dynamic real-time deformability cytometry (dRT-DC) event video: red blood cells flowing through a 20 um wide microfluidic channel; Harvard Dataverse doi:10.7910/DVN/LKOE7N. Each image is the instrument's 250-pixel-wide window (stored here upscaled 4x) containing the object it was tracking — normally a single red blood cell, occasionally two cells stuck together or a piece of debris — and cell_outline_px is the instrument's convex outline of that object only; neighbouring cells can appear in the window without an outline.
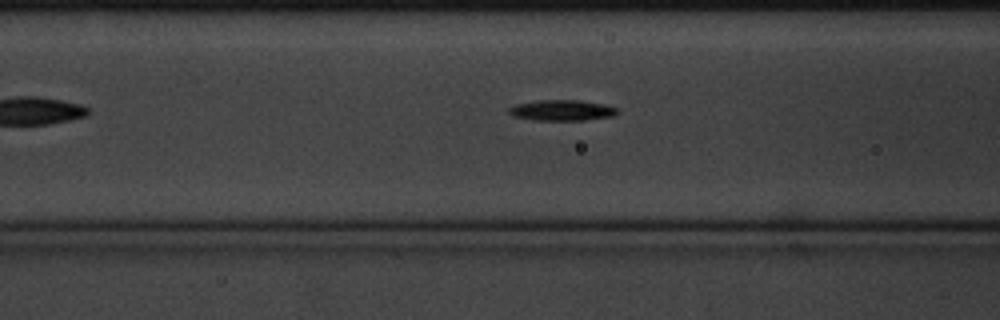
{"species": "common noctule bat (a hibernating species)", "species_latin": "Nyctalus noctula", "temperature_condition": "cold", "stored_images_in_passage": 23, "camera_frame_rate_fps": 3000, "um_per_image_px": 0.085, "animal": {"sex": "male", "body_mass_g": 20.1, "forearm_length_mm": 53.5}, "frame": {"image": 1, "passage_image": 7, "time_ms": 2.0, "image_size_px": [1000, 320], "cell_outline_px": [[620, 112], [612, 116], [584, 120], [536, 120], [512, 116], [508, 112], [508, 108], [516, 104], [540, 100], [580, 100], [604, 104], [616, 108]], "centroid_in_image_um": [47.76, 9.37], "position_along_channel_um": 118.8, "area_um2": 13.06}}